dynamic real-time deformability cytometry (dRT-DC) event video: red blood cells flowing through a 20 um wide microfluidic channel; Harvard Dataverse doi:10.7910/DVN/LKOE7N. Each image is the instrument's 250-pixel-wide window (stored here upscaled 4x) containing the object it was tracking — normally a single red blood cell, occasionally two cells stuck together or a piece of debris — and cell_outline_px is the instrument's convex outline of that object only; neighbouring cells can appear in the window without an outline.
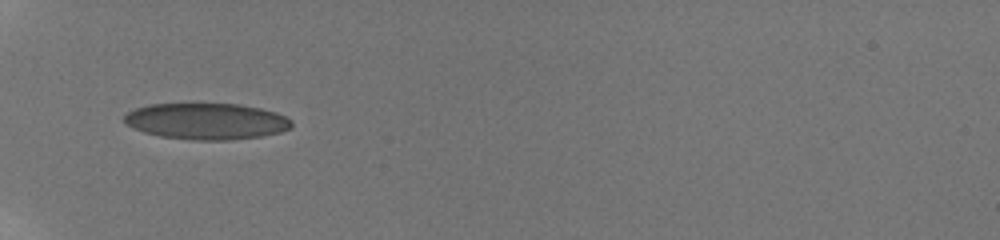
{"species": "human", "species_latin": "Homo sapiens", "temperature_condition": "room temperature", "stored_images_in_passage": 35, "camera_frame_rate_fps": 3000, "um_per_image_px": 0.085, "donor": {"sex": "male"}, "frame": {"image": 1, "passage_image": 1, "time_ms": 0.0, "image_size_px": [1000, 240], "cell_outline_px": [[292, 124], [288, 128], [280, 132], [260, 136], [228, 140], [192, 140], [160, 136], [144, 132], [132, 128], [124, 124], [124, 116], [128, 112], [136, 108], [148, 104], [240, 104], [260, 108], [276, 112], [292, 120]], "centroid_in_image_um": [17.52, 10.3], "position_along_channel_um": 67.5, "area_um2": 35.37}}
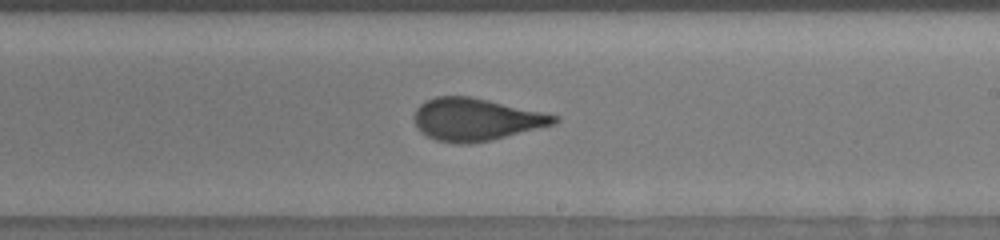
{"frame": {"image": 2, "passage_image": 16, "time_ms": 5.0, "image_size_px": [1000, 240], "cell_outline_px": [[560, 120], [556, 124], [492, 140], [468, 144], [460, 144], [436, 140], [420, 132], [412, 116], [416, 108], [420, 104], [436, 96], [472, 96], [560, 116]], "centroid_in_image_um": [40.46, 10.15], "position_along_channel_um": 248.5, "area_um2": 34.8}}
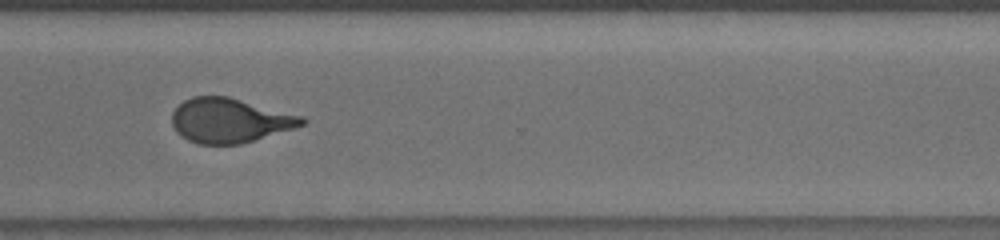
{"frame": {"image": 3, "passage_image": 24, "time_ms": 7.667, "image_size_px": [1000, 240], "cell_outline_px": [[308, 120], [304, 124], [292, 128], [240, 144], [200, 144], [188, 140], [176, 132], [172, 124], [172, 112], [184, 100], [192, 96], [228, 96], [304, 116]], "centroid_in_image_um": [19.51, 10.22], "position_along_channel_um": 351.1, "area_um2": 33.52}, "authors_computed_cell_mechanics": {"area_um2": 34.2754, "velocity_mm_per_s": 3.8572, "shape_relaxation_time_tau1_ms": 5.217, "shape_relaxation_time_tau2_ms": 0.7888, "deformation_change_tau1": 0.1848, "deformation_change_tau2": 0.0576}}